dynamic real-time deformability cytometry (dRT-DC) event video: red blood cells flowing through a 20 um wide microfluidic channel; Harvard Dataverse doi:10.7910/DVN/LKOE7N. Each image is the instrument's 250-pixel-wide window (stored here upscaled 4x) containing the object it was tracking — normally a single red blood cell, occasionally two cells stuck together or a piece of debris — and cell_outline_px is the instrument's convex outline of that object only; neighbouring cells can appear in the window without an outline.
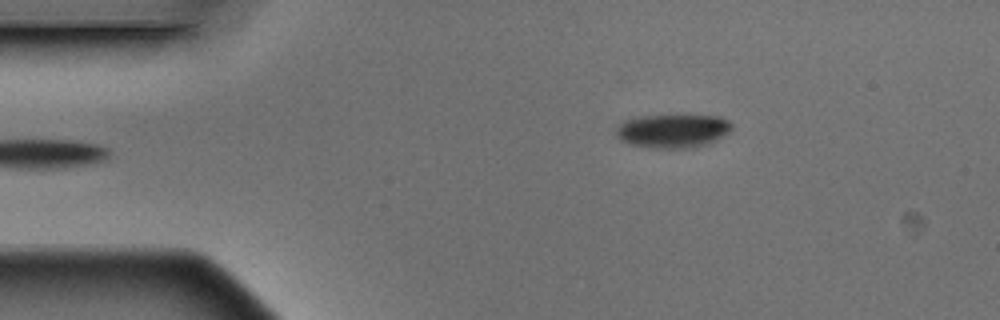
{"species": "Egyptian fruit bat (a non-hibernating species)", "species_latin": "Rousettus aegyptiacus", "temperature_condition": "warm", "stored_images_in_passage": 5, "camera_frame_rate_fps": 3000, "um_per_image_px": 0.085, "animal": {"sex": "male"}, "frame": {"image": 1, "passage_image": 5, "time_ms": 1.333, "image_size_px": [1000, 320], "cell_outline_px": [[732, 128], [724, 136], [708, 144], [692, 148], [656, 148], [628, 144], [620, 140], [616, 136], [616, 128], [624, 120], [636, 116], [720, 116], [728, 120], [732, 124]], "centroid_in_image_um": [57.17, 11.13], "position_along_channel_um": 27.8, "area_um2": 22.77}}